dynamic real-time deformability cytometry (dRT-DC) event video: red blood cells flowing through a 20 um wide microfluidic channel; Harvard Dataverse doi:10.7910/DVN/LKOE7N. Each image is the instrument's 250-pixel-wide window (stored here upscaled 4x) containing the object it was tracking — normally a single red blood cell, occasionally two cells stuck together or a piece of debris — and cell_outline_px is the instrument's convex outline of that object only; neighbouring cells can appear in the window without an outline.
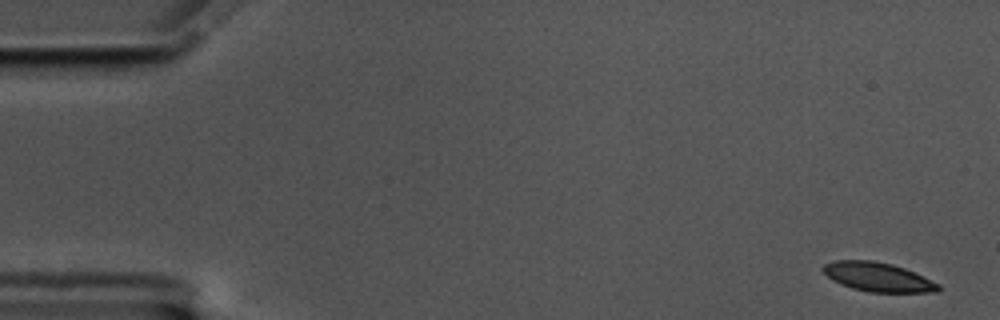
{"species": "common noctule bat (a hibernating species)", "species_latin": "Nyctalus noctula", "temperature_condition": "cold", "stored_images_in_passage": 56, "camera_frame_rate_fps": 3000, "um_per_image_px": 0.085, "animal": {"sex": "male", "body_mass_g": 17.5, "forearm_length_mm": 52.3}, "frame": {"image": 1, "passage_image": 1, "time_ms": 0.0, "image_size_px": [1000, 320], "cell_outline_px": [[940, 292], [868, 292], [852, 288], [840, 284], [832, 280], [820, 268], [824, 264], [836, 260], [872, 260], [892, 264], [904, 268], [940, 284]], "centroid_in_image_um": [74.6, 23.54], "position_along_channel_um": 10.4, "area_um2": 19.54}}
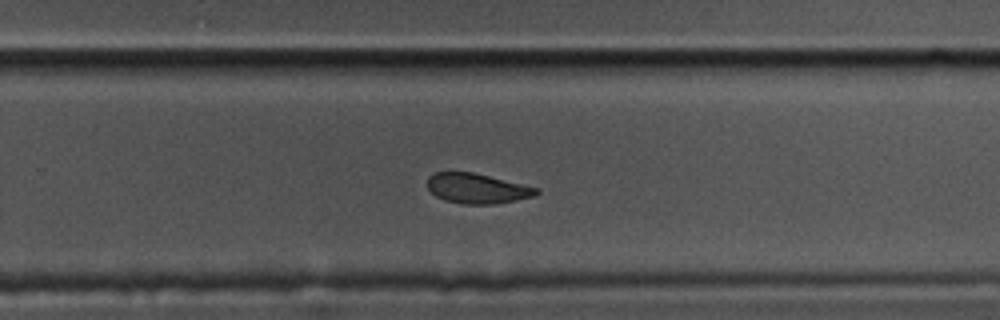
{"frame": {"image": 2, "passage_image": 36, "time_ms": 11.667, "image_size_px": [1000, 320], "cell_outline_px": [[540, 192], [536, 196], [496, 204], [460, 204], [444, 200], [436, 196], [428, 188], [428, 176], [436, 172], [472, 172], [540, 188]], "centroid_in_image_um": [40.58, 16.03], "position_along_channel_um": 289.2, "area_um2": 19.13}}
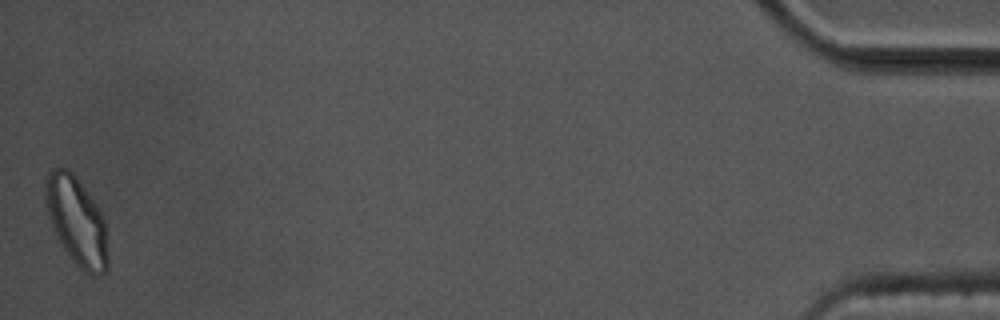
{"frame": {"image": 3, "passage_image": 56, "time_ms": 18.333, "image_size_px": [1000, 320], "cell_outline_px": [[108, 268], [100, 276], [92, 276], [84, 272], [76, 264], [64, 248], [56, 236], [48, 216], [44, 200], [44, 192], [48, 172], [52, 168], [68, 168], [76, 176], [96, 204], [104, 220], [108, 256]], "centroid_in_image_um": [6.5, 18.8], "position_along_channel_um": 428.7, "area_um2": 32.14}, "authors_computed_cell_mechanics": {"area_um2": 20.7213, "velocity_mm_per_s": 3.5001, "shape_relaxation_time_tau1_ms": 2.9151, "shape_relaxation_time_tau2_ms": 3.497, "deformation_change_tau1": 0.1144, "deformation_change_tau2": 0.0939}}